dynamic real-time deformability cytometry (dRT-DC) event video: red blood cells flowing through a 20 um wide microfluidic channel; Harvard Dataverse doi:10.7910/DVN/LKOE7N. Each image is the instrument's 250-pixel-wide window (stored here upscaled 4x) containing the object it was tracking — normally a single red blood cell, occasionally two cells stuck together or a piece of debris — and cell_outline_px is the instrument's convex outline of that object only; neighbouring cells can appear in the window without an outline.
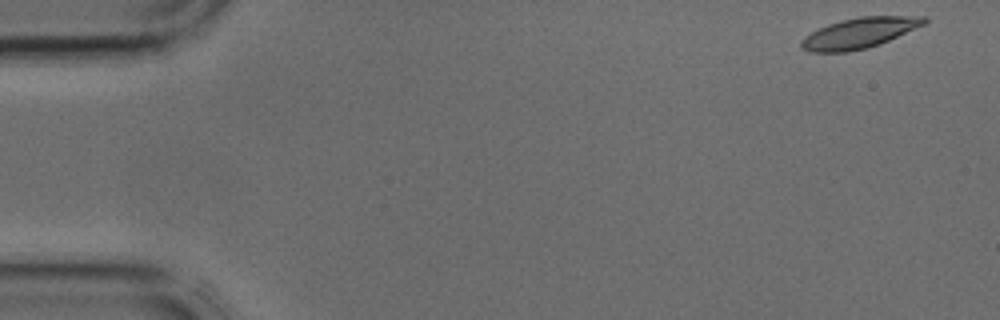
{"species": "common noctule bat (a hibernating species)", "species_latin": "Nyctalus noctula", "temperature_condition": "cold", "stored_images_in_passage": 3, "camera_frame_rate_fps": 3000, "um_per_image_px": 0.085, "animal": {"sex": "male", "body_mass_g": 17.9, "forearm_length_mm": 54.2}, "frame": {"image": 1, "passage_image": 1, "time_ms": 0.0, "image_size_px": [1000, 320], "cell_outline_px": [[928, 24], [868, 48], [848, 52], [812, 52], [800, 48], [800, 40], [804, 36], [828, 24], [840, 20], [860, 16], [928, 16]], "centroid_in_image_um": [73.07, 2.8], "position_along_channel_um": 11.9, "area_um2": 22.02}}